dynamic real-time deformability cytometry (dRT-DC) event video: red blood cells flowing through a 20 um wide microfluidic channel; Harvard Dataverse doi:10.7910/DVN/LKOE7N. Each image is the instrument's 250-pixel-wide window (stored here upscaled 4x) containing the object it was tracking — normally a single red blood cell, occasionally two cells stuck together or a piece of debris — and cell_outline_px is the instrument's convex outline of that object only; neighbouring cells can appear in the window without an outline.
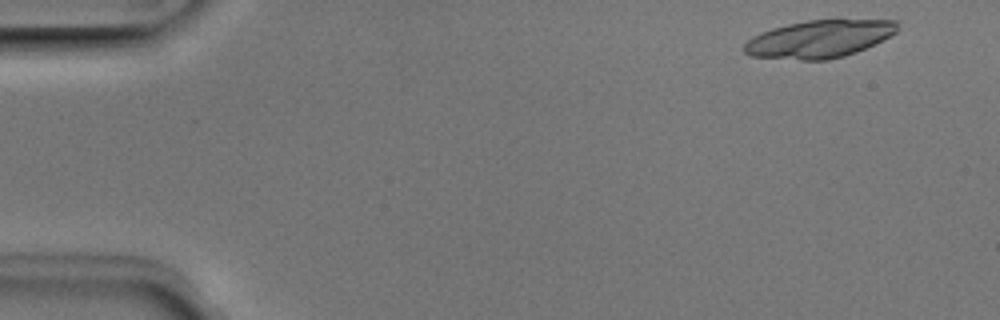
{"species": "Egyptian fruit bat (a non-hibernating species)", "species_latin": "Rousettus aegyptiacus", "temperature_condition": "room temperature", "stored_images_in_passage": 16, "camera_frame_rate_fps": 3000, "um_per_image_px": 0.085, "animal": {"sex": "male"}, "frame": {"image": 1, "passage_image": 2, "time_ms": 0.333, "image_size_px": [1000, 320], "cell_outline_px": [[900, 28], [896, 32], [856, 52], [844, 56], [828, 60], [800, 60], [752, 56], [744, 52], [744, 44], [752, 36], [760, 32], [772, 28], [788, 24], [808, 20], [900, 20]], "centroid_in_image_um": [69.63, 3.31], "position_along_channel_um": 15.4, "area_um2": 33.41}}